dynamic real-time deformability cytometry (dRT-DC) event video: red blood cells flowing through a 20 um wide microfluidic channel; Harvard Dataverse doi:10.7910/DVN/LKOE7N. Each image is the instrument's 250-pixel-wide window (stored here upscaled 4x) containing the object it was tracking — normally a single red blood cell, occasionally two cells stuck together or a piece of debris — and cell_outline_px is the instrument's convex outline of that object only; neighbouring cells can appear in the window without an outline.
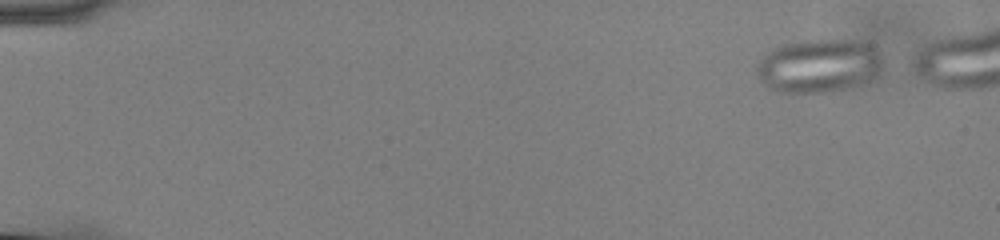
{"species": "common noctule bat (a hibernating species)", "species_latin": "Nyctalus noctula", "temperature_condition": "cold", "stored_images_in_passage": 52, "camera_frame_rate_fps": 3000, "um_per_image_px": 0.085, "animal": {"sex": "male", "body_mass_g": 13.0, "forearm_length_mm": 53.1}, "frame": {"image": 1, "passage_image": 5, "time_ms": 1.333, "image_size_px": [1000, 240], "cell_outline_px": [[880, 68], [876, 72], [856, 84], [824, 92], [784, 92], [772, 88], [764, 84], [760, 80], [756, 72], [756, 68], [760, 60], [772, 48], [780, 44], [800, 40], [856, 40], [868, 44], [880, 56]], "centroid_in_image_um": [69.48, 5.55], "position_along_channel_um": 15.5, "area_um2": 38.15}}
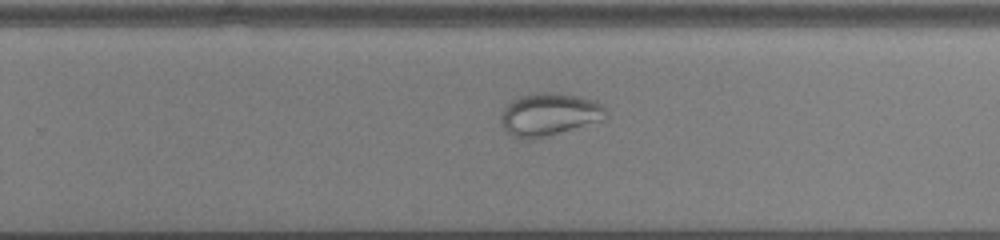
{"frame": {"image": 2, "passage_image": 38, "time_ms": 12.333, "image_size_px": [1000, 240], "cell_outline_px": [[608, 116], [600, 120], [532, 140], [520, 140], [512, 136], [504, 128], [500, 120], [500, 116], [504, 108], [512, 100], [520, 96], [536, 92], [552, 92], [580, 96], [596, 100], [604, 104], [608, 112]], "centroid_in_image_um": [46.68, 9.71], "position_along_channel_um": 283.1, "area_um2": 26.24}}
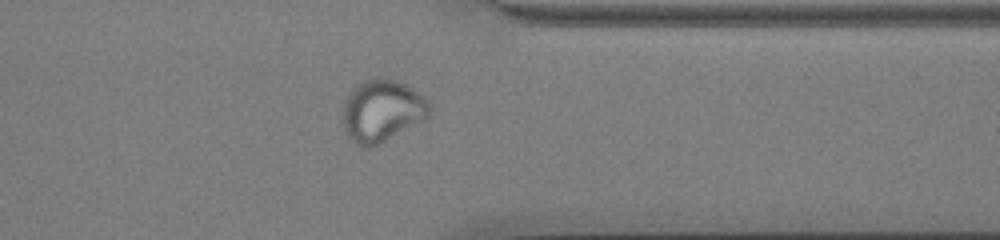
{"frame": {"image": 3, "passage_image": 46, "time_ms": 15.0, "image_size_px": [1000, 240], "cell_outline_px": [[432, 108], [428, 116], [424, 120], [372, 148], [364, 148], [356, 144], [344, 132], [344, 100], [348, 92], [356, 84], [364, 80], [396, 80], [412, 88], [424, 96], [428, 100]], "centroid_in_image_um": [32.47, 9.45], "position_along_channel_um": 378.9, "area_um2": 31.33}}